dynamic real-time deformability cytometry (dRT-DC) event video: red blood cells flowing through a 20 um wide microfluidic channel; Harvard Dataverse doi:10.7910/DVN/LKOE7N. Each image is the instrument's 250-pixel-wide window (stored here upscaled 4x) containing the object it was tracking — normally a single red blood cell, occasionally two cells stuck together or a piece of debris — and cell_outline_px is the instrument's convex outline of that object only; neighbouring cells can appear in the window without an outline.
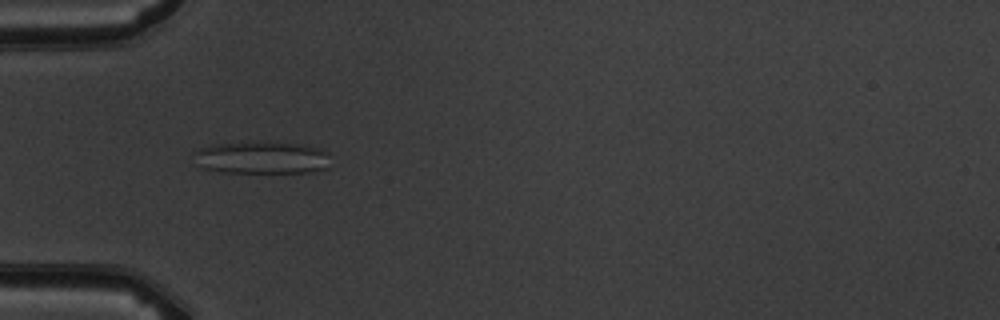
{"species": "common noctule bat (a hibernating species)", "species_latin": "Nyctalus noctula", "temperature_condition": "warm", "stored_images_in_passage": 7, "camera_frame_rate_fps": 3000, "um_per_image_px": 0.085, "animal": {"sex": "male", "body_mass_g": 19.5, "forearm_length_mm": 54.6}, "frame": {"image": 1, "passage_image": 6, "time_ms": 5.667, "image_size_px": [1000, 320], "cell_outline_px": [[328, 168], [308, 172], [220, 172], [204, 168], [192, 152], [200, 148], [216, 144], [260, 140], [264, 140], [296, 144], [320, 148], [328, 152]], "centroid_in_image_um": [22.27, 13.37], "position_along_channel_um": 62.7, "area_um2": 25.89}}
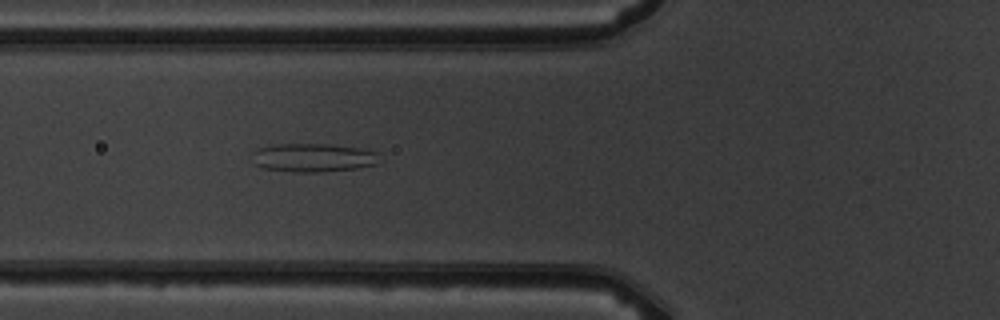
{"frame": {"image": 2, "passage_image": 7, "time_ms": 6.667, "image_size_px": [1000, 320], "cell_outline_px": [[376, 164], [356, 168], [320, 172], [296, 172], [260, 168], [256, 164], [252, 152], [256, 148], [272, 144], [328, 144], [364, 148], [376, 152]], "centroid_in_image_um": [26.56, 13.39], "position_along_channel_um": 99.2, "area_um2": 21.15}}